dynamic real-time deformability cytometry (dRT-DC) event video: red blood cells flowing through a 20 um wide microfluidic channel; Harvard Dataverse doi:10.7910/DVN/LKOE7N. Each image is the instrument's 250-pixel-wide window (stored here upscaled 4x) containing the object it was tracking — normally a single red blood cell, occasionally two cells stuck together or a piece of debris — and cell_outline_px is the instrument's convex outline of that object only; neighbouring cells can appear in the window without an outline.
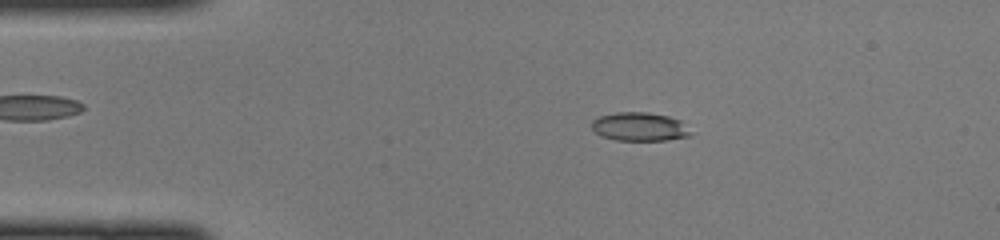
{"species": "common noctule bat (a hibernating species)", "species_latin": "Nyctalus noctula", "temperature_condition": "cold", "stored_images_in_passage": 43, "camera_frame_rate_fps": 3000, "um_per_image_px": 0.085, "animal": {"sex": "female", "body_mass_g": 22.0, "forearm_length_mm": 56.7}, "frame": {"image": 1, "passage_image": 5, "time_ms": 1.333, "image_size_px": [1000, 240], "cell_outline_px": [[692, 136], [668, 140], [616, 140], [600, 136], [592, 128], [592, 120], [600, 116], [616, 112], [648, 112], [668, 116], [680, 120], [692, 132]], "centroid_in_image_um": [54.38, 10.77], "position_along_channel_um": 30.6, "area_um2": 16.59}}
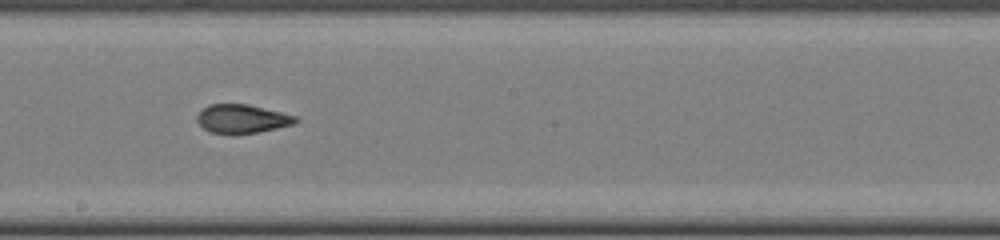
{"frame": {"image": 2, "passage_image": 22, "time_ms": 7.0, "image_size_px": [1000, 240], "cell_outline_px": [[300, 120], [292, 124], [276, 128], [256, 132], [232, 136], [208, 132], [196, 120], [196, 116], [200, 108], [208, 104], [248, 104], [296, 116]], "centroid_in_image_um": [20.5, 10.11], "position_along_channel_um": 227.7, "area_um2": 16.82}}
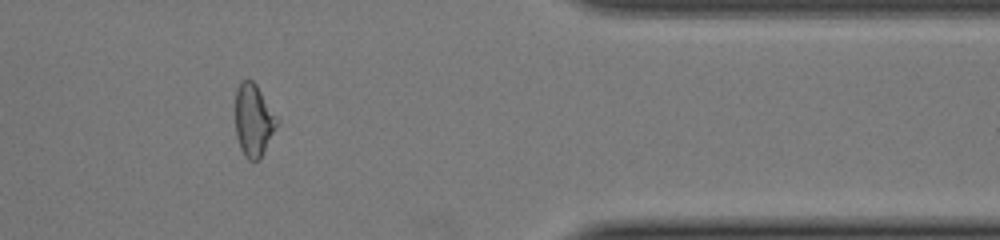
{"frame": {"image": 3, "passage_image": 35, "time_ms": 11.333, "image_size_px": [1000, 240], "cell_outline_px": [[280, 124], [260, 160], [248, 160], [244, 156], [240, 148], [236, 136], [236, 88], [240, 80], [252, 80], [256, 84], [280, 120]], "centroid_in_image_um": [21.59, 10.24], "position_along_channel_um": 389.8, "area_um2": 18.03}}